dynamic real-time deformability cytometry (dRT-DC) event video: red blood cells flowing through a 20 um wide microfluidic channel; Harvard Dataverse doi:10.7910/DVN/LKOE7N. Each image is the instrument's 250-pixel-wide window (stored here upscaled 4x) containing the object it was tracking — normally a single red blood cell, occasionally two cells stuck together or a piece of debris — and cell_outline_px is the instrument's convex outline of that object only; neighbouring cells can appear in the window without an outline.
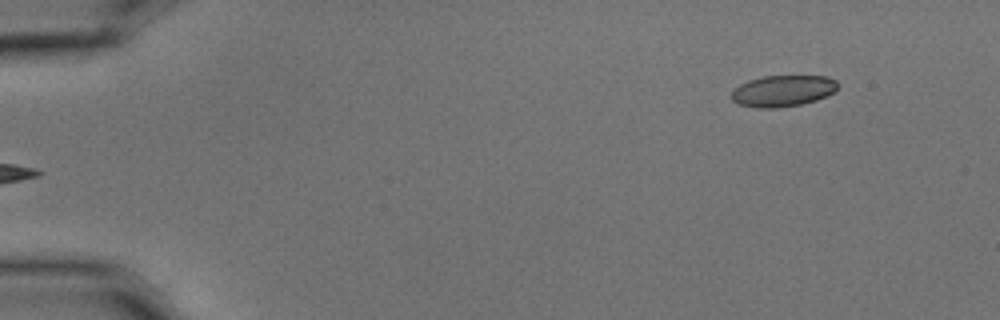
{"species": "common noctule bat (a hibernating species)", "species_latin": "Nyctalus noctula", "temperature_condition": "cold", "stored_images_in_passage": 6, "segment_of_instrument_passage": [2, 2], "camera_frame_rate_fps": 3000, "um_per_image_px": 0.085, "animal": {"sex": "male", "body_mass_g": 15.6}, "frame": {"image": 1, "passage_image": 6, "time_ms": 1.667, "image_size_px": [1000, 320], "cell_outline_px": [[840, 84], [832, 92], [816, 100], [800, 104], [776, 108], [760, 108], [740, 104], [732, 100], [732, 92], [740, 84], [748, 80], [764, 76], [828, 76], [836, 80]], "centroid_in_image_um": [66.55, 7.71], "position_along_channel_um": 18.4, "area_um2": 19.19}}